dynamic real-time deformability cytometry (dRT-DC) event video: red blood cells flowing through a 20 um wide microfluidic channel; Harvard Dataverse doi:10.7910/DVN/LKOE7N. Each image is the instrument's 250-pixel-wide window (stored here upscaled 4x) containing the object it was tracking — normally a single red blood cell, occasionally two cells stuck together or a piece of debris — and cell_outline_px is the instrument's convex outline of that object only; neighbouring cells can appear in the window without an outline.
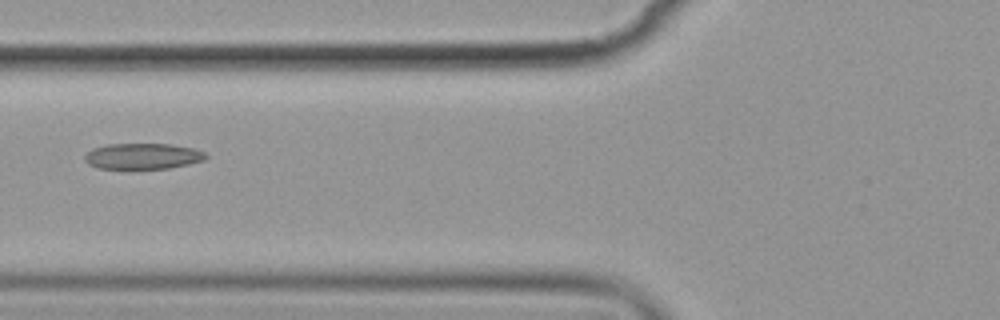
{"species": "common noctule bat (a hibernating species)", "species_latin": "Nyctalus noctula", "temperature_condition": "cold", "stored_images_in_passage": 8, "camera_frame_rate_fps": 3000, "um_per_image_px": 0.085, "animal": {"sex": "female", "body_mass_g": 19.9}, "frame": {"image": 1, "passage_image": 6, "time_ms": 5.667, "image_size_px": [1000, 320], "cell_outline_px": [[208, 156], [204, 160], [188, 164], [168, 168], [96, 168], [88, 164], [84, 160], [84, 156], [92, 148], [108, 144], [172, 144], [192, 148], [204, 152]], "centroid_in_image_um": [12.11, 13.27], "position_along_channel_um": 113.7, "area_um2": 18.15}}
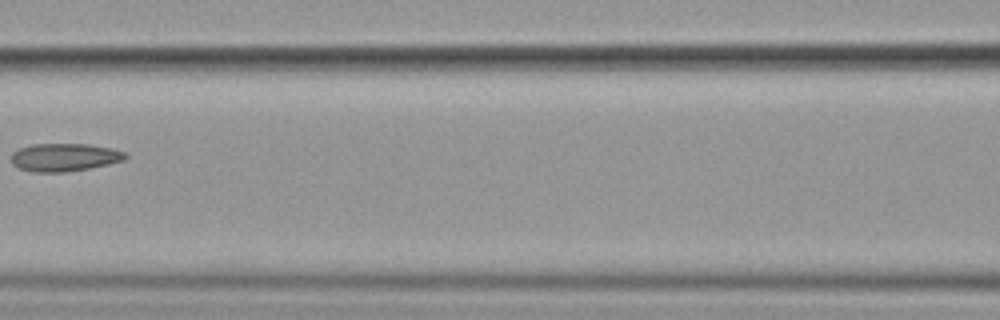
{"frame": {"image": 2, "passage_image": 7, "time_ms": 7.0, "image_size_px": [1000, 320], "cell_outline_px": [[128, 156], [124, 160], [108, 164], [88, 168], [64, 172], [32, 172], [20, 168], [12, 164], [12, 152], [20, 148], [32, 144], [88, 144], [112, 148], [124, 152]], "centroid_in_image_um": [5.47, 13.36], "position_along_channel_um": 161.1, "area_um2": 18.5}}
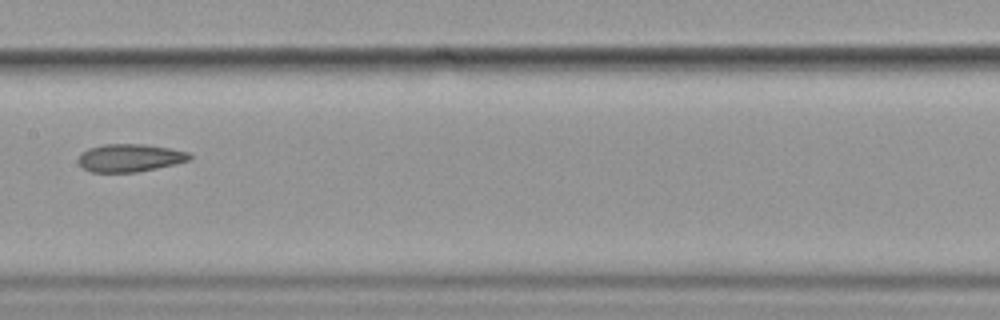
{"frame": {"image": 3, "passage_image": 8, "time_ms": 8.0, "image_size_px": [1000, 320], "cell_outline_px": [[192, 160], [176, 164], [136, 172], [92, 172], [84, 168], [76, 160], [80, 152], [88, 148], [104, 144], [144, 144], [168, 148], [188, 152], [192, 156]], "centroid_in_image_um": [11.02, 13.41], "position_along_channel_um": 196.4, "area_um2": 18.15}}